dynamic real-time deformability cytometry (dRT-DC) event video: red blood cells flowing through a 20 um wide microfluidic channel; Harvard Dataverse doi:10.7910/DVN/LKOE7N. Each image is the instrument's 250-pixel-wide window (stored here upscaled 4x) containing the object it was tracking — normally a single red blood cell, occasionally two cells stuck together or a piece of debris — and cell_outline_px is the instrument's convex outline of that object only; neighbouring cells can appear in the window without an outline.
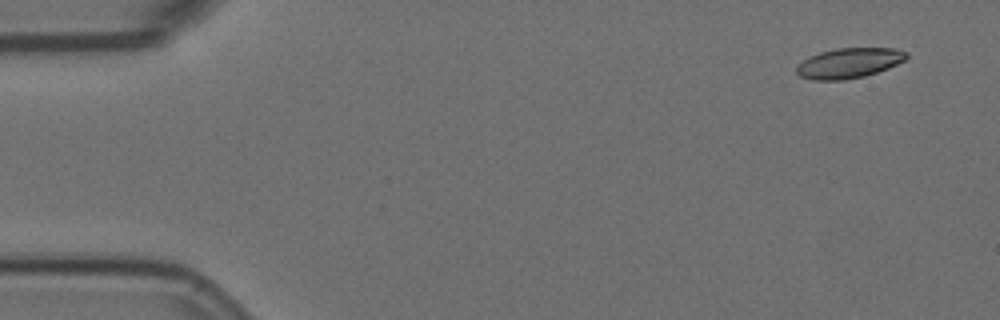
{"species": "Egyptian fruit bat (a non-hibernating species)", "species_latin": "Rousettus aegyptiacus", "temperature_condition": "room temperature", "stored_images_in_passage": 45, "camera_frame_rate_fps": 3000, "um_per_image_px": 0.085, "animal": {"sex": "female"}, "frame": {"image": 1, "passage_image": 4, "time_ms": 1.0, "image_size_px": [1000, 320], "cell_outline_px": [[908, 56], [904, 60], [888, 68], [864, 76], [844, 80], [812, 80], [800, 76], [796, 72], [796, 68], [804, 60], [820, 52], [836, 48], [892, 48], [904, 52]], "centroid_in_image_um": [72.14, 5.37], "position_along_channel_um": 12.9, "area_um2": 18.96}}
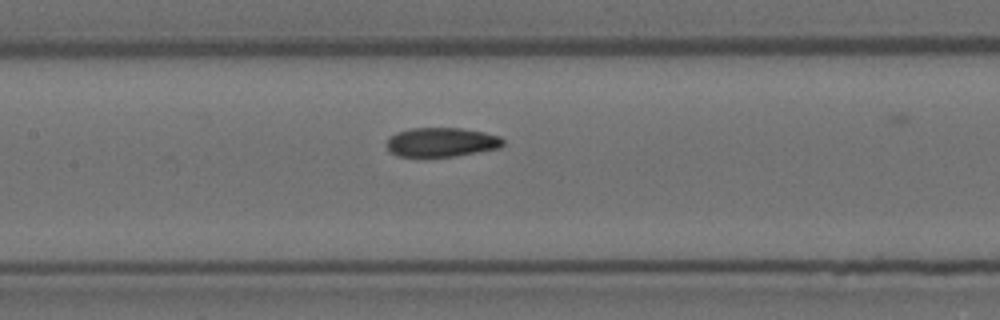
{"frame": {"image": 2, "passage_image": 27, "time_ms": 8.667, "image_size_px": [1000, 320], "cell_outline_px": [[504, 144], [500, 148], [456, 156], [396, 156], [388, 148], [388, 140], [396, 132], [412, 128], [460, 128], [484, 132], [500, 136], [504, 140]], "centroid_in_image_um": [37.58, 12.08], "position_along_channel_um": 169.8, "area_um2": 19.65}}
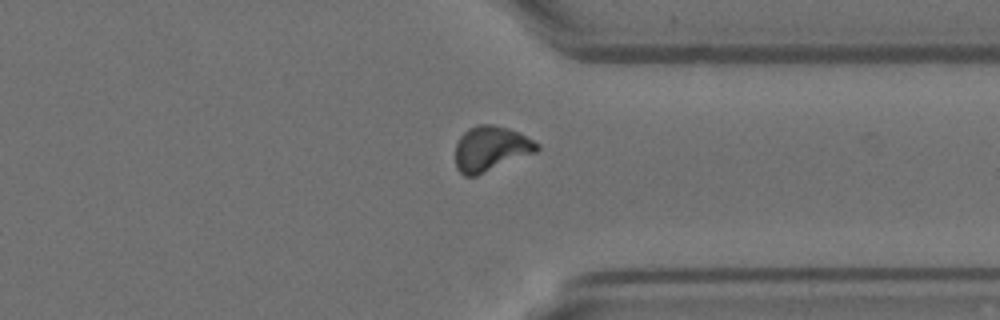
{"frame": {"image": 3, "passage_image": 44, "time_ms": 14.333, "image_size_px": [1000, 320], "cell_outline_px": [[540, 148], [536, 152], [476, 176], [464, 176], [456, 168], [456, 144], [460, 136], [468, 128], [476, 124], [492, 124], [508, 128], [520, 132], [540, 144]], "centroid_in_image_um": [41.72, 12.62], "position_along_channel_um": 369.7, "area_um2": 21.56}}